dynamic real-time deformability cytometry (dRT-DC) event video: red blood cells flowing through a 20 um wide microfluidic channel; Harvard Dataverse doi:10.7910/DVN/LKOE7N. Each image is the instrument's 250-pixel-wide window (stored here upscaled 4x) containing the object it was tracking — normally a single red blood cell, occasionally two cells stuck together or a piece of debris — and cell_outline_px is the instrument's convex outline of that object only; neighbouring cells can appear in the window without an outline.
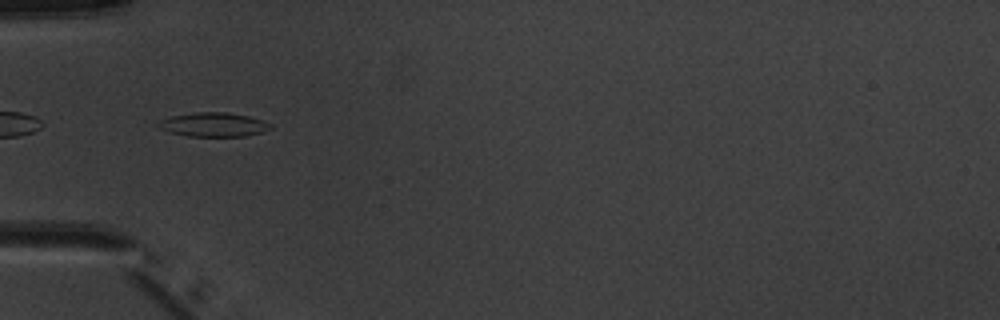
{"species": "common noctule bat (a hibernating species)", "species_latin": "Nyctalus noctula", "temperature_condition": "warm", "stored_images_in_passage": 5, "camera_frame_rate_fps": 3000, "um_per_image_px": 0.085, "animal": {"sex": "male", "body_mass_g": 20.1, "forearm_length_mm": 53.5}, "frame": {"image": 1, "passage_image": 3, "time_ms": 2.333, "image_size_px": [1000, 320], "cell_outline_px": [[272, 128], [260, 132], [244, 136], [188, 136], [168, 132], [160, 128], [156, 124], [160, 120], [172, 116], [196, 112], [228, 112], [248, 116], [272, 124]], "centroid_in_image_um": [18.12, 10.59], "position_along_channel_um": 66.9, "area_um2": 15.61}}
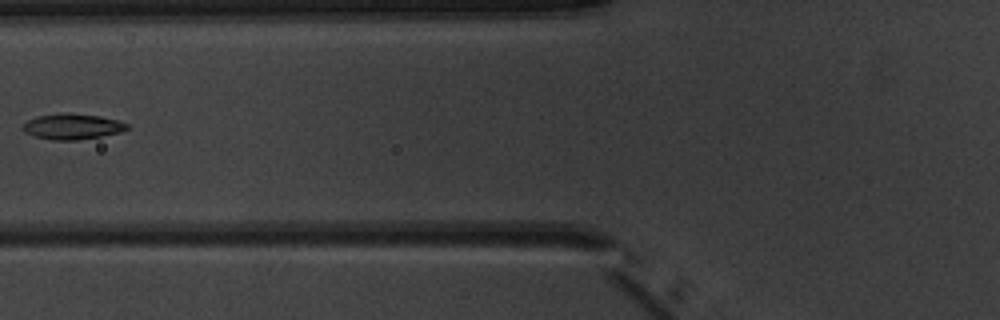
{"frame": {"image": 2, "passage_image": 4, "time_ms": 3.667, "image_size_px": [1000, 320], "cell_outline_px": [[128, 128], [120, 132], [80, 140], [52, 140], [36, 136], [24, 132], [20, 128], [28, 120], [36, 116], [100, 116], [116, 120], [128, 124]], "centroid_in_image_um": [6.14, 10.81], "position_along_channel_um": 119.7, "area_um2": 14.62}}
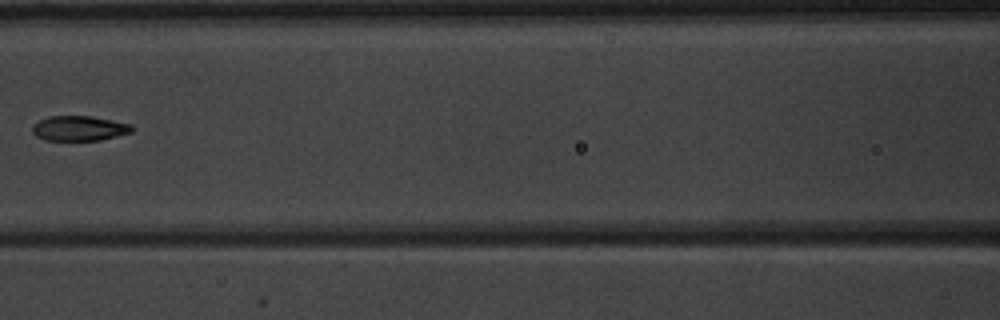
{"frame": {"image": 3, "passage_image": 5, "time_ms": 4.667, "image_size_px": [1000, 320], "cell_outline_px": [[132, 132], [100, 140], [44, 140], [36, 136], [32, 132], [32, 124], [48, 116], [92, 116], [132, 124]], "centroid_in_image_um": [6.71, 10.9], "position_along_channel_um": 159.9, "area_um2": 14.51}}